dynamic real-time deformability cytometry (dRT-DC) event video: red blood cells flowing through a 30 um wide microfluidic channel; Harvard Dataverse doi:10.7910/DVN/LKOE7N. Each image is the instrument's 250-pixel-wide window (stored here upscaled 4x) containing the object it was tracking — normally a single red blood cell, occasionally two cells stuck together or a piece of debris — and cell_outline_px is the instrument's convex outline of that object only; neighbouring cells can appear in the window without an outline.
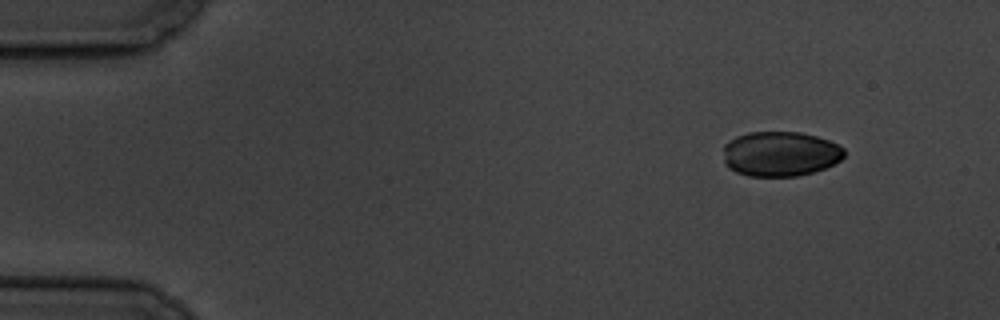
{"species": "common noctule bat (a hibernating species)", "species_latin": "Nyctalus noctula", "temperature_condition": "cold", "stored_images_in_passage": 5, "camera_frame_rate_fps": 3000, "um_per_image_px": 0.085, "animal": {"sex": "male", "body_mass_g": 19.5, "forearm_length_mm": 54.6}, "frame": {"image": 1, "passage_image": 1, "time_ms": 0.0, "image_size_px": [1000, 320], "cell_outline_px": [[844, 156], [840, 160], [824, 168], [812, 172], [796, 176], [748, 176], [736, 172], [728, 168], [724, 164], [724, 144], [728, 140], [736, 136], [748, 132], [800, 132], [816, 136], [828, 140], [844, 148]], "centroid_in_image_um": [66.28, 13.07], "position_along_channel_um": 18.7, "area_um2": 31.73}}